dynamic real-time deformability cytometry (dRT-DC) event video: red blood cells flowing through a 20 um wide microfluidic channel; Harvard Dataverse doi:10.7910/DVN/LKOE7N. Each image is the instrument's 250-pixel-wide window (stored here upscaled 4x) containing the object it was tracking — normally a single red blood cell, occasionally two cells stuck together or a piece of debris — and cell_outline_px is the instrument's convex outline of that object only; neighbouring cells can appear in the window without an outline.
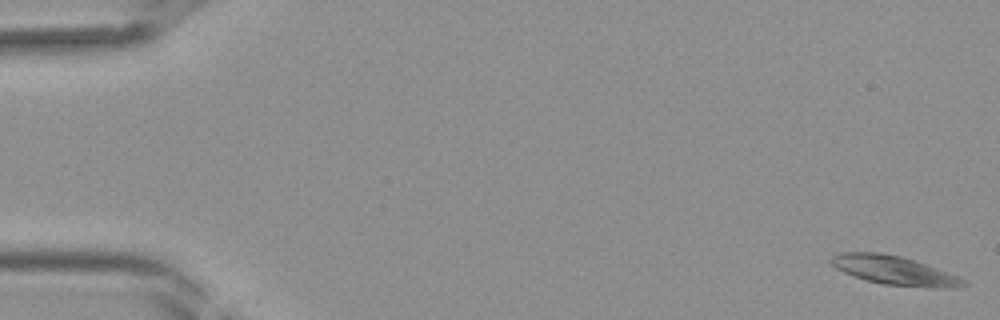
{"species": "Egyptian fruit bat (a non-hibernating species)", "species_latin": "Rousettus aegyptiacus", "temperature_condition": "room temperature", "stored_images_in_passage": 42, "camera_frame_rate_fps": 3000, "um_per_image_px": 0.085, "frame": {"image": 1, "passage_image": 1, "time_ms": 0.0, "image_size_px": [1000, 320], "cell_outline_px": [[968, 284], [960, 288], [932, 288], [884, 284], [864, 280], [844, 272], [836, 268], [828, 260], [836, 252], [880, 252], [900, 256], [960, 276], [968, 280]], "centroid_in_image_um": [76.04, 22.99], "position_along_channel_um": 9.0, "area_um2": 22.48}}
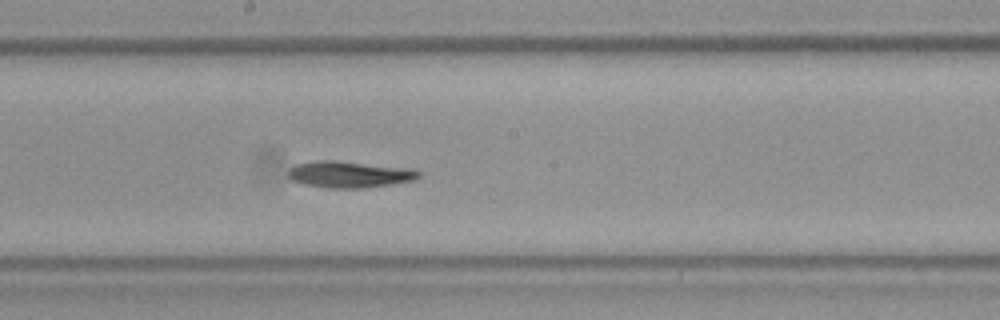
{"frame": {"image": 2, "passage_image": 23, "time_ms": 7.333, "image_size_px": [1000, 320], "cell_outline_px": [[420, 176], [416, 180], [360, 188], [328, 188], [304, 184], [292, 180], [288, 176], [288, 172], [296, 164], [316, 160], [336, 160], [416, 168], [420, 172]], "centroid_in_image_um": [29.74, 14.8], "position_along_channel_um": 218.5, "area_um2": 20.29}}
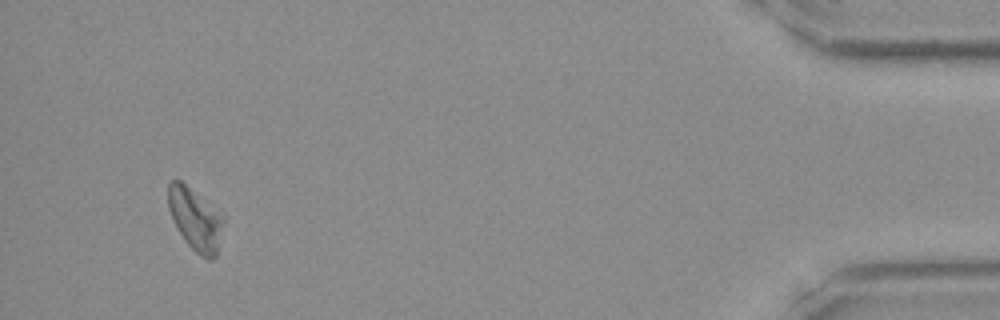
{"frame": {"image": 3, "passage_image": 40, "time_ms": 13.0, "image_size_px": [1000, 320], "cell_outline_px": [[224, 220], [216, 256], [212, 260], [208, 260], [200, 256], [188, 244], [176, 228], [172, 220], [168, 208], [168, 180], [180, 180], [224, 216]], "centroid_in_image_um": [16.58, 18.65], "position_along_channel_um": 418.6, "area_um2": 19.88}}